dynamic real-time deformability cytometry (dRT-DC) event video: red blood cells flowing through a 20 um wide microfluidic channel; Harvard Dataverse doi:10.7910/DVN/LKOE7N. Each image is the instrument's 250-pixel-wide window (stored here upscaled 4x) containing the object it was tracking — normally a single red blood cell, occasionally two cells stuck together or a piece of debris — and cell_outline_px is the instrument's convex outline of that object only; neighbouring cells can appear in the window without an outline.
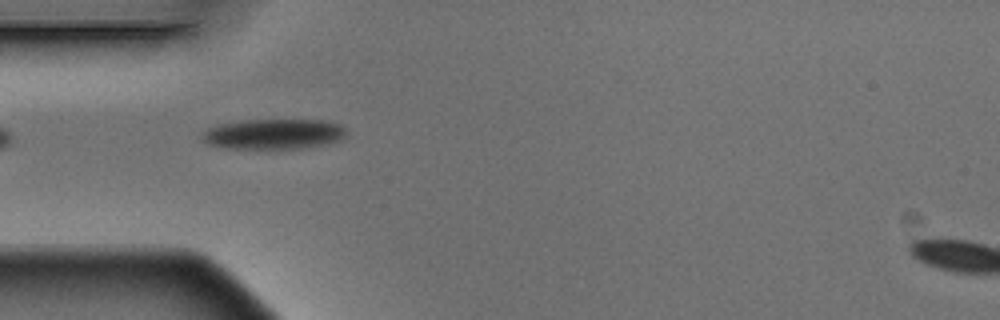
{"species": "Egyptian fruit bat (a non-hibernating species)", "species_latin": "Rousettus aegyptiacus", "temperature_condition": "warm", "stored_images_in_passage": 10, "camera_frame_rate_fps": 3000, "um_per_image_px": 0.085, "animal": {"sex": "male"}, "frame": {"image": 1, "passage_image": 4, "time_ms": 1.0, "image_size_px": [1000, 320], "cell_outline_px": [[344, 140], [304, 148], [224, 148], [208, 144], [200, 140], [200, 136], [208, 128], [220, 124], [244, 120], [320, 120], [340, 124], [344, 128]], "centroid_in_image_um": [23.23, 11.39], "position_along_channel_um": 61.8, "area_um2": 25.37}}
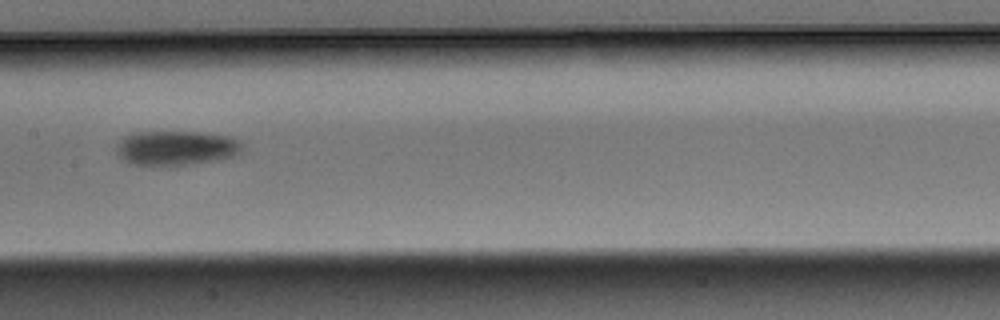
{"frame": {"image": 2, "passage_image": 7, "time_ms": 2.0, "image_size_px": [1000, 320], "cell_outline_px": [[244, 148], [240, 156], [172, 168], [168, 168], [128, 164], [116, 152], [116, 148], [120, 140], [128, 132], [200, 132], [228, 136], [236, 140]], "centroid_in_image_um": [14.96, 12.63], "position_along_channel_um": 192.4, "area_um2": 26.41}}
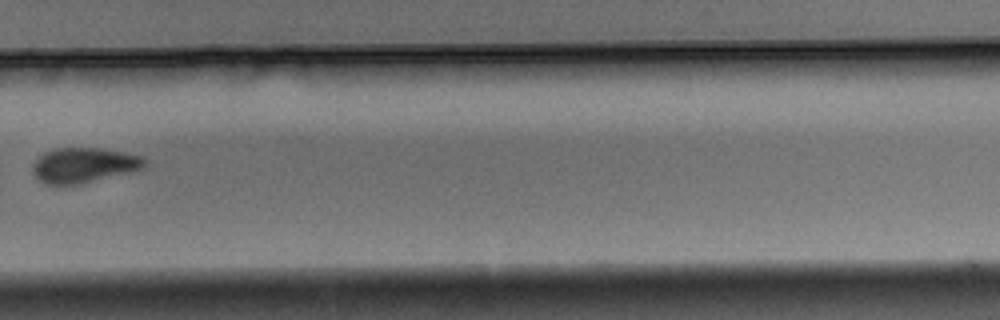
{"frame": {"image": 3, "passage_image": 10, "time_ms": 3.0, "image_size_px": [1000, 320], "cell_outline_px": [[148, 160], [144, 168], [140, 172], [76, 184], [44, 184], [32, 172], [32, 164], [44, 152], [56, 148], [100, 148], [124, 152], [144, 156]], "centroid_in_image_um": [7.23, 14.04], "position_along_channel_um": 322.6, "area_um2": 23.35}}